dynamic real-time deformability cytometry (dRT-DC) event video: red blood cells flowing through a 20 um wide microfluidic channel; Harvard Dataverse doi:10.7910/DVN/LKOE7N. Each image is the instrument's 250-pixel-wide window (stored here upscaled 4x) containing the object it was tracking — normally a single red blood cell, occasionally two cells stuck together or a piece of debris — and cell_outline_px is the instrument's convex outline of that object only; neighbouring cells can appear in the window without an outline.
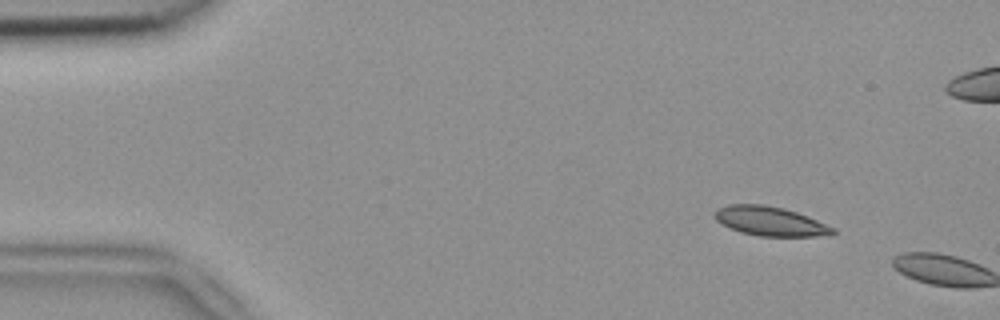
{"species": "common noctule bat (a hibernating species)", "species_latin": "Nyctalus noctula", "temperature_condition": "room temperature", "stored_images_in_passage": 3, "camera_frame_rate_fps": 3000, "um_per_image_px": 0.085, "animal": {"sex": "female", "body_mass_g": 18.4}, "frame": {"image": 1, "passage_image": 2, "time_ms": 0.333, "image_size_px": [1000, 320], "cell_outline_px": [[836, 232], [816, 236], [760, 236], [740, 232], [716, 220], [712, 216], [712, 212], [716, 208], [728, 204], [764, 204], [784, 208], [808, 216], [836, 228]], "centroid_in_image_um": [65.42, 18.78], "position_along_channel_um": 19.6, "area_um2": 20.17}}